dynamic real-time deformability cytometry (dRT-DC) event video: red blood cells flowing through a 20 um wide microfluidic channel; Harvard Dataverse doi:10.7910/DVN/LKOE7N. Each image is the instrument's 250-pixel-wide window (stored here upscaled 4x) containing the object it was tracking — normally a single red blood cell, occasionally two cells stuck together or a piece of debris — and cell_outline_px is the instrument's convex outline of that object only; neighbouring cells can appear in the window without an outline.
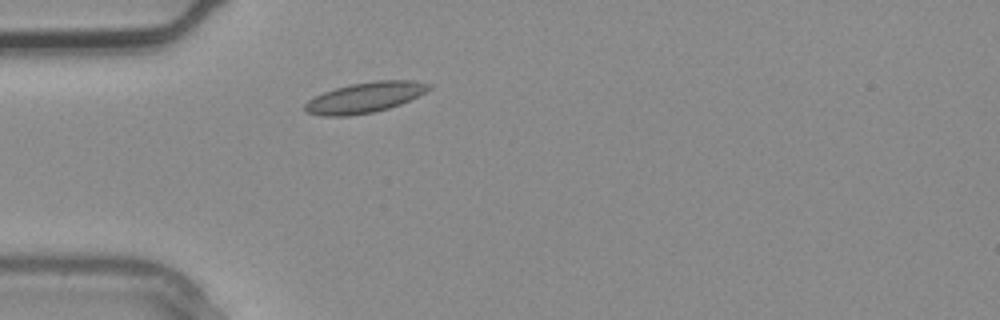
{"species": "common noctule bat (a hibernating species)", "species_latin": "Nyctalus noctula", "temperature_condition": "warm", "stored_images_in_passage": 2, "camera_frame_rate_fps": 3000, "um_per_image_px": 0.085, "animal": {"sex": "male", "body_mass_g": 20.4}, "frame": {"image": 1, "passage_image": 2, "time_ms": 0.333, "image_size_px": [1000, 320], "cell_outline_px": [[432, 88], [400, 104], [388, 108], [372, 112], [348, 116], [320, 116], [304, 112], [304, 104], [308, 100], [324, 92], [336, 88], [352, 84], [376, 80], [412, 80], [432, 84]], "centroid_in_image_um": [30.99, 8.29], "position_along_channel_um": 54.0, "area_um2": 21.85}}